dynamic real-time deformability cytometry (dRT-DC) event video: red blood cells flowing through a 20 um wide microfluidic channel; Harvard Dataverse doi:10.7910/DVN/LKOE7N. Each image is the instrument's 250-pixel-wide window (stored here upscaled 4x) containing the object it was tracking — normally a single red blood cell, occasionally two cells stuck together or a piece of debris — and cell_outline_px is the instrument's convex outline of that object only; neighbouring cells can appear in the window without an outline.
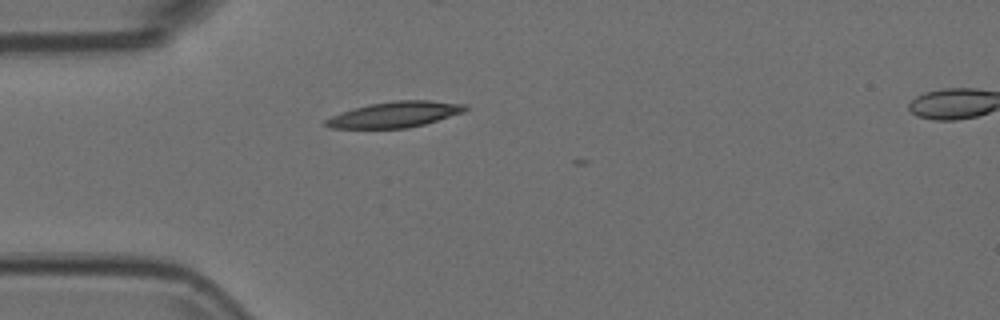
{"species": "Egyptian fruit bat (a non-hibernating species)", "species_latin": "Rousettus aegyptiacus", "temperature_condition": "room temperature", "stored_images_in_passage": 2, "camera_frame_rate_fps": 3000, "um_per_image_px": 0.085, "animal": {"sex": "female"}, "frame": {"image": 1, "passage_image": 1, "time_ms": 0.0, "image_size_px": [1000, 320], "cell_outline_px": [[468, 108], [464, 112], [424, 124], [408, 128], [328, 128], [324, 124], [324, 120], [332, 116], [352, 108], [368, 104], [396, 100], [428, 100], [468, 104]], "centroid_in_image_um": [33.57, 9.72], "position_along_channel_um": 51.4, "area_um2": 20.98}}